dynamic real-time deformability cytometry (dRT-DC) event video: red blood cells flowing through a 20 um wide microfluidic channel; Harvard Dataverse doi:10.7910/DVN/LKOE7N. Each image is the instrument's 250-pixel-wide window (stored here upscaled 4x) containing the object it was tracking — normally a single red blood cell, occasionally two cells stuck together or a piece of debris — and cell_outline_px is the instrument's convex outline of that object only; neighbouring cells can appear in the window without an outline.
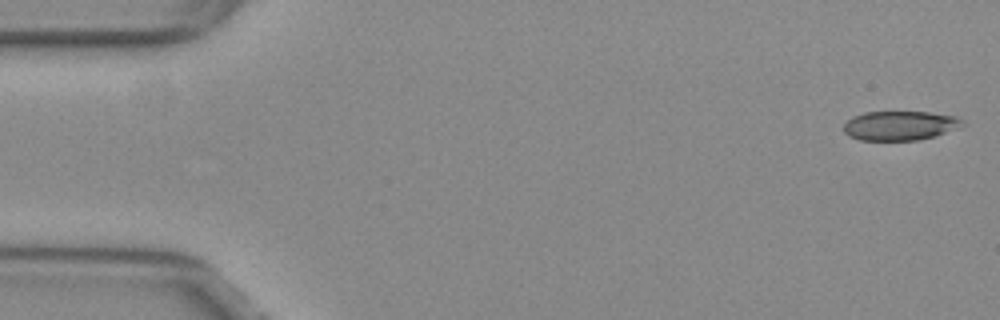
{"species": "common noctule bat (a hibernating species)", "species_latin": "Nyctalus noctula", "temperature_condition": "warm", "stored_images_in_passage": 7, "camera_frame_rate_fps": 3000, "um_per_image_px": 0.085, "animal": {"sex": "female", "body_mass_g": 29.2, "forearm_length_mm": 56.3}, "frame": {"image": 1, "passage_image": 1, "time_ms": 0.0, "image_size_px": [1000, 320], "cell_outline_px": [[964, 124], [944, 132], [932, 136], [916, 140], [860, 140], [848, 136], [844, 132], [844, 124], [852, 116], [864, 112], [928, 112], [956, 116], [964, 120]], "centroid_in_image_um": [76.44, 10.67], "position_along_channel_um": 8.6, "area_um2": 20.06}}